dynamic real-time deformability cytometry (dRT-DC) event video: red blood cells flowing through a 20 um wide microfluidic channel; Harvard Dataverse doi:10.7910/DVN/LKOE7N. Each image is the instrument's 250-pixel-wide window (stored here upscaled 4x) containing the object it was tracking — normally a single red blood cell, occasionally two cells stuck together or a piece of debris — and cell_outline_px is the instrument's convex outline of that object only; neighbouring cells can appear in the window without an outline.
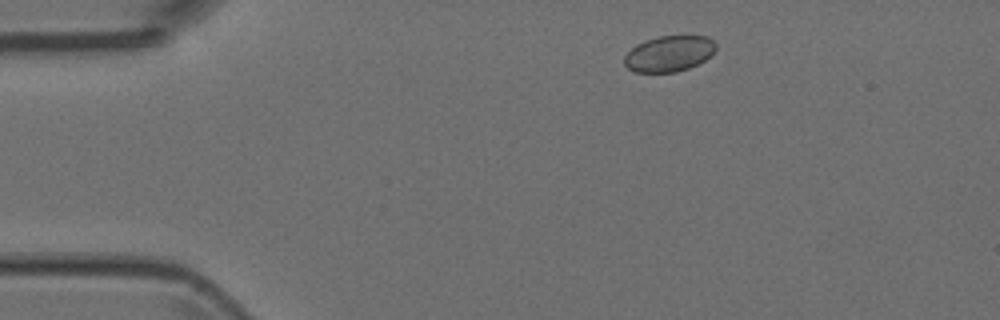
{"species": "Egyptian fruit bat (a non-hibernating species)", "species_latin": "Rousettus aegyptiacus", "temperature_condition": "room temperature", "stored_images_in_passage": 4, "camera_frame_rate_fps": 3000, "um_per_image_px": 0.085, "animal": {"sex": "female"}, "frame": {"image": 1, "passage_image": 1, "time_ms": 0.0, "image_size_px": [1000, 320], "cell_outline_px": [[716, 48], [704, 60], [688, 68], [676, 72], [636, 72], [628, 68], [624, 64], [624, 56], [636, 44], [644, 40], [656, 36], [708, 36], [716, 44]], "centroid_in_image_um": [56.84, 4.55], "position_along_channel_um": 28.2, "area_um2": 19.02}}
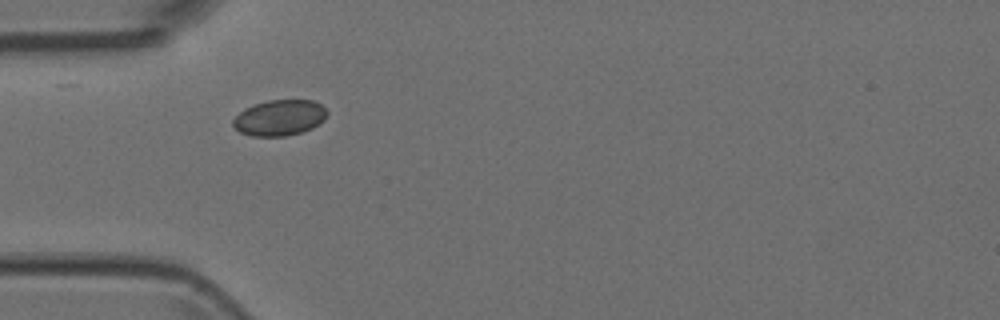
{"frame": {"image": 2, "passage_image": 3, "time_ms": 0.667, "image_size_px": [1000, 320], "cell_outline_px": [[328, 112], [324, 120], [312, 128], [300, 132], [284, 136], [252, 136], [240, 132], [232, 124], [232, 120], [244, 108], [268, 100], [312, 100], [320, 104]], "centroid_in_image_um": [23.75, 10.0], "position_along_channel_um": 61.2, "area_um2": 19.48}}
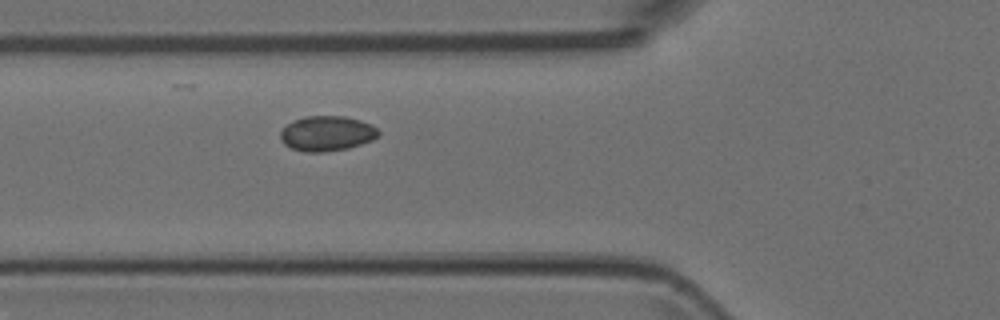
{"frame": {"image": 3, "passage_image": 4, "time_ms": 1.0, "image_size_px": [1000, 320], "cell_outline_px": [[380, 136], [372, 140], [348, 148], [324, 152], [304, 152], [292, 148], [284, 144], [280, 140], [280, 132], [292, 120], [304, 116], [344, 116], [360, 120], [372, 124], [380, 132]], "centroid_in_image_um": [27.79, 11.34], "position_along_channel_um": 98.0, "area_um2": 20.17}}